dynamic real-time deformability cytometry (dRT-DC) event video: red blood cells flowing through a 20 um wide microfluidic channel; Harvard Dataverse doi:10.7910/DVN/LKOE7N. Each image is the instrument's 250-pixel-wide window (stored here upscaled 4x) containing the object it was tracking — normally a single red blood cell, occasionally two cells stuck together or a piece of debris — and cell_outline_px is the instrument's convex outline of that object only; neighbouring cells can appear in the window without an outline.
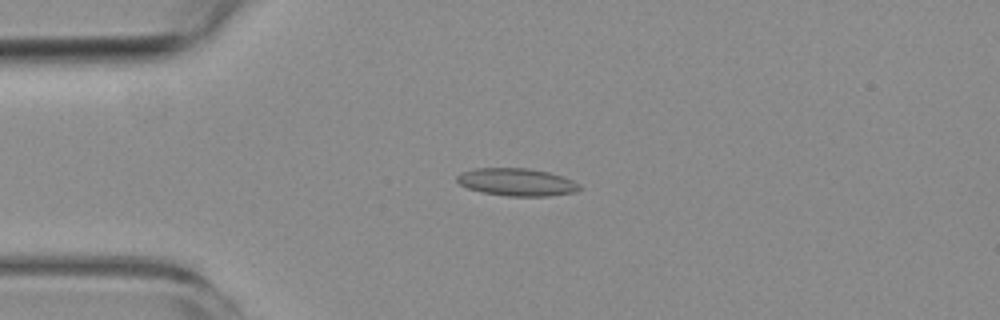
{"species": "common noctule bat (a hibernating species)", "species_latin": "Nyctalus noctula", "temperature_condition": "room temperature", "stored_images_in_passage": 2, "camera_frame_rate_fps": 3000, "um_per_image_px": 0.085, "animal": {"sex": "female", "body_mass_g": 19.3, "forearm_length_mm": 54.1}, "frame": {"image": 1, "passage_image": 1, "time_ms": 0.0, "image_size_px": [1000, 320], "cell_outline_px": [[580, 188], [576, 192], [548, 196], [508, 196], [484, 192], [468, 188], [460, 184], [456, 180], [456, 176], [460, 172], [472, 168], [528, 168], [548, 172], [572, 180], [580, 184]], "centroid_in_image_um": [43.9, 15.47], "position_along_channel_um": 41.1, "area_um2": 19.65}}